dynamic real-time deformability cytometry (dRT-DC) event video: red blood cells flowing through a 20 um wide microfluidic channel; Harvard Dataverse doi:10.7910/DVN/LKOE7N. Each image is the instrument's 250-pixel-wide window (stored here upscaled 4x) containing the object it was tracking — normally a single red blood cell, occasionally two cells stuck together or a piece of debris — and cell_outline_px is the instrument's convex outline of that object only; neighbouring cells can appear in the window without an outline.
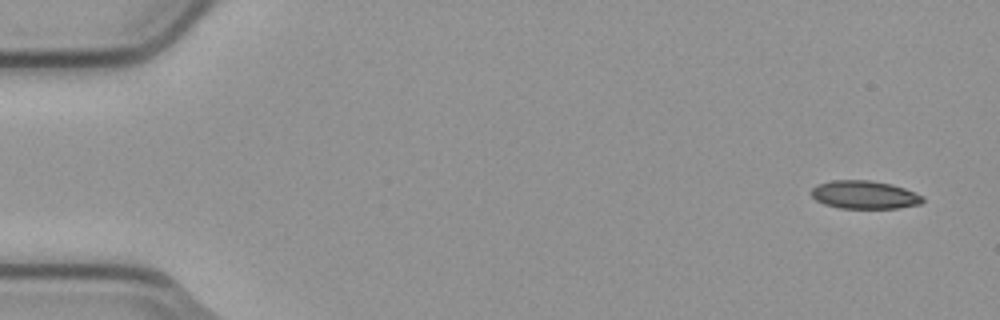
{"species": "common noctule bat (a hibernating species)", "species_latin": "Nyctalus noctula", "temperature_condition": "cold", "stored_images_in_passage": 5, "camera_frame_rate_fps": 3000, "um_per_image_px": 0.085, "animal": {"sex": "male", "body_mass_g": 23.1, "forearm_length_mm": 52.7}, "frame": {"image": 1, "passage_image": 1, "time_ms": 0.0, "image_size_px": [1000, 320], "cell_outline_px": [[924, 200], [920, 204], [896, 208], [840, 208], [824, 204], [816, 200], [812, 196], [812, 188], [820, 184], [832, 180], [868, 180], [892, 184], [904, 188], [924, 196]], "centroid_in_image_um": [73.5, 16.56], "position_along_channel_um": 11.5, "area_um2": 18.15}}
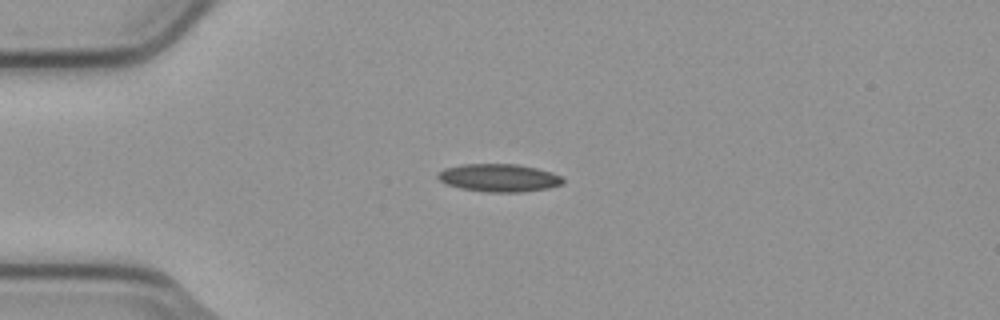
{"frame": {"image": 2, "passage_image": 4, "time_ms": 1.0, "image_size_px": [1000, 320], "cell_outline_px": [[564, 184], [548, 188], [520, 192], [484, 192], [460, 188], [444, 184], [436, 176], [444, 168], [464, 164], [516, 164], [536, 168], [552, 172], [560, 176], [564, 180]], "centroid_in_image_um": [42.4, 15.12], "position_along_channel_um": 42.6, "area_um2": 20.35}}